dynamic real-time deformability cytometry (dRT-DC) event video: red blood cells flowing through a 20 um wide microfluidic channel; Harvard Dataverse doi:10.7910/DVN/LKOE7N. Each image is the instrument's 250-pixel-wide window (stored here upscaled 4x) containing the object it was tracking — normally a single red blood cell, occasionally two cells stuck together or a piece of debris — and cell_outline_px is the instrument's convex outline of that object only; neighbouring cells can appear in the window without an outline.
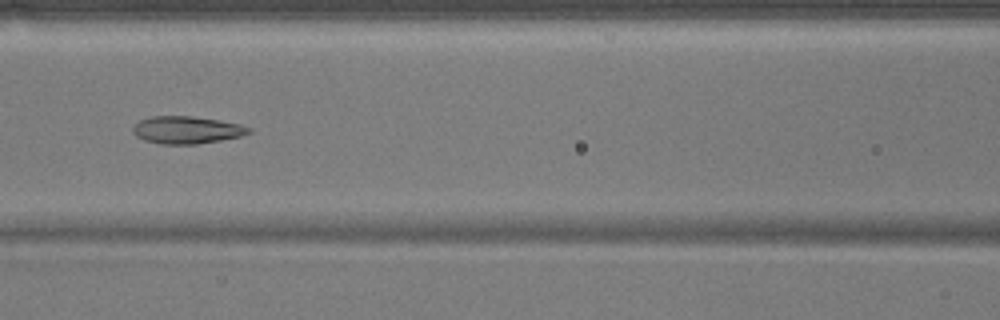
{"species": "common noctule bat (a hibernating species)", "species_latin": "Nyctalus noctula", "temperature_condition": "warm", "stored_images_in_passage": 52, "camera_frame_rate_fps": 3000, "um_per_image_px": 0.085, "animal": {"sex": "male", "body_mass_g": 17.9}, "frame": {"image": 1, "passage_image": 23, "time_ms": 7.333, "image_size_px": [1000, 320], "cell_outline_px": [[252, 132], [240, 136], [220, 140], [196, 144], [160, 144], [144, 140], [136, 136], [132, 132], [132, 128], [140, 120], [152, 116], [192, 116], [220, 120], [240, 124], [252, 128]], "centroid_in_image_um": [15.87, 11.04], "position_along_channel_um": 150.7, "area_um2": 18.55}}
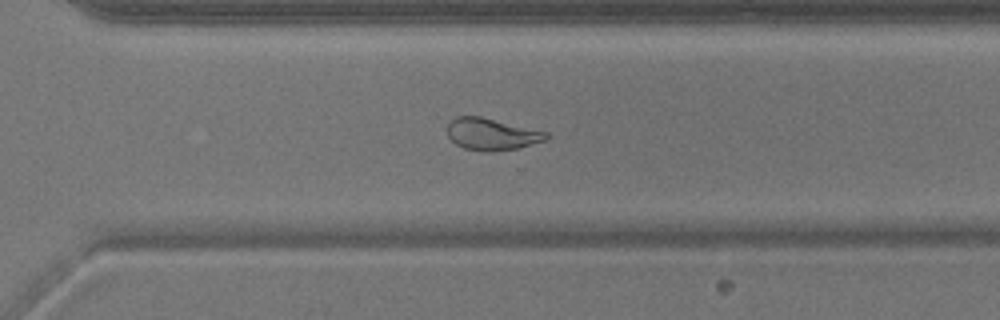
{"frame": {"image": 2, "passage_image": 37, "time_ms": 12.0, "image_size_px": [1000, 320], "cell_outline_px": [[548, 136], [544, 140], [516, 148], [492, 152], [484, 152], [464, 148], [456, 144], [448, 136], [448, 124], [456, 116], [480, 116], [548, 132]], "centroid_in_image_um": [41.76, 11.4], "position_along_channel_um": 328.8, "area_um2": 18.15}}
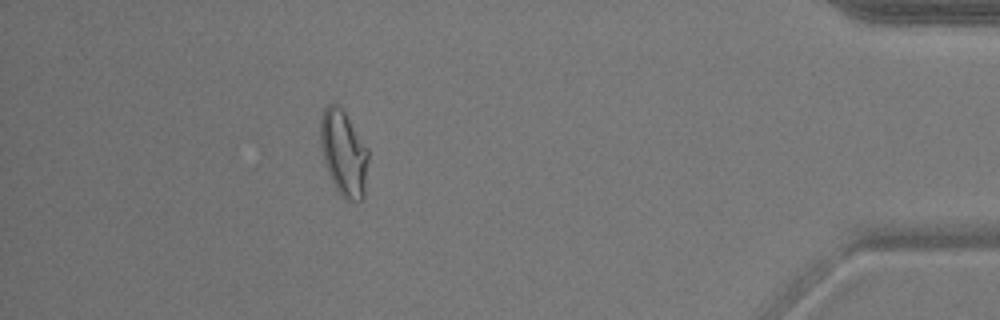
{"frame": {"image": 3, "passage_image": 47, "time_ms": 15.333, "image_size_px": [1000, 320], "cell_outline_px": [[368, 160], [364, 196], [360, 200], [348, 200], [336, 188], [328, 172], [324, 160], [320, 144], [320, 120], [324, 108], [328, 104], [336, 104], [344, 112], [368, 148]], "centroid_in_image_um": [29.21, 12.99], "position_along_channel_um": 406.0, "area_um2": 23.47}, "authors_computed_cell_mechanics": {"area_um2": 21.5883, "velocity_mm_per_s": 3.8301, "shape_relaxation_time_tau1_ms": 8.1588, "shape_relaxation_time_tau2_ms": 1.6098, "deformation_change_tau1": 0.2242, "deformation_change_tau2": 0.0927}}